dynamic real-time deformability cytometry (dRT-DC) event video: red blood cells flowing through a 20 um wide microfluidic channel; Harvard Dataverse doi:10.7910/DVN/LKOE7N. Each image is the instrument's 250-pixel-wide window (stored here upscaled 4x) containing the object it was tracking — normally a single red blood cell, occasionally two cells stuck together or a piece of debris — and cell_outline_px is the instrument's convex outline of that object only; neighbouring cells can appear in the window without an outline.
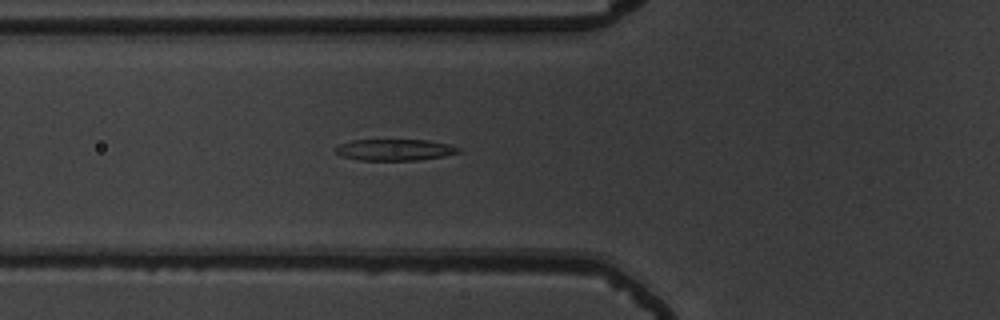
{"species": "common noctule bat (a hibernating species)", "species_latin": "Nyctalus noctula", "temperature_condition": "warm", "stored_images_in_passage": 47, "segment_of_instrument_passage": [1, 2], "camera_frame_rate_fps": 3000, "um_per_image_px": 0.085, "animal": {"sex": "male", "body_mass_g": 19.5, "forearm_length_mm": 54.6}, "frame": {"image": 1, "passage_image": 15, "time_ms": 4.667, "image_size_px": [1000, 320], "cell_outline_px": [[460, 152], [444, 156], [420, 160], [360, 160], [340, 156], [336, 152], [336, 148], [340, 144], [352, 140], [428, 140], [448, 144], [460, 148]], "centroid_in_image_um": [33.56, 12.73], "position_along_channel_um": 92.2, "area_um2": 15.26}}
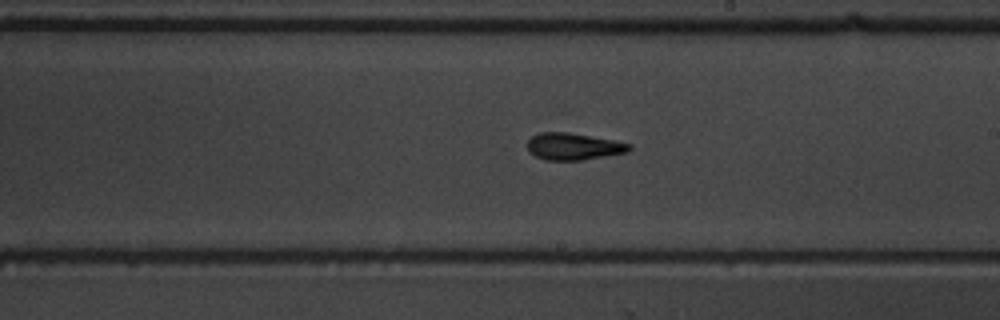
{"frame": {"image": 2, "passage_image": 27, "time_ms": 8.667, "image_size_px": [1000, 320], "cell_outline_px": [[632, 148], [628, 152], [580, 160], [544, 160], [528, 152], [528, 140], [532, 136], [540, 132], [568, 132], [612, 140], [632, 144]], "centroid_in_image_um": [48.73, 12.45], "position_along_channel_um": 240.3, "area_um2": 15.9}}
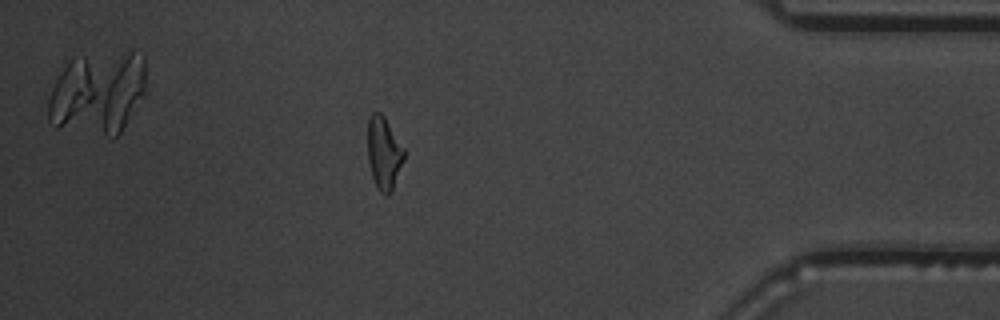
{"frame": {"image": 3, "passage_image": 43, "time_ms": 14.0, "image_size_px": [1000, 320], "cell_outline_px": [[404, 160], [392, 188], [388, 196], [384, 196], [376, 188], [372, 176], [368, 160], [368, 116], [372, 112], [380, 112], [384, 116], [404, 148]], "centroid_in_image_um": [32.61, 13.01], "position_along_channel_um": 402.6, "area_um2": 15.37}}